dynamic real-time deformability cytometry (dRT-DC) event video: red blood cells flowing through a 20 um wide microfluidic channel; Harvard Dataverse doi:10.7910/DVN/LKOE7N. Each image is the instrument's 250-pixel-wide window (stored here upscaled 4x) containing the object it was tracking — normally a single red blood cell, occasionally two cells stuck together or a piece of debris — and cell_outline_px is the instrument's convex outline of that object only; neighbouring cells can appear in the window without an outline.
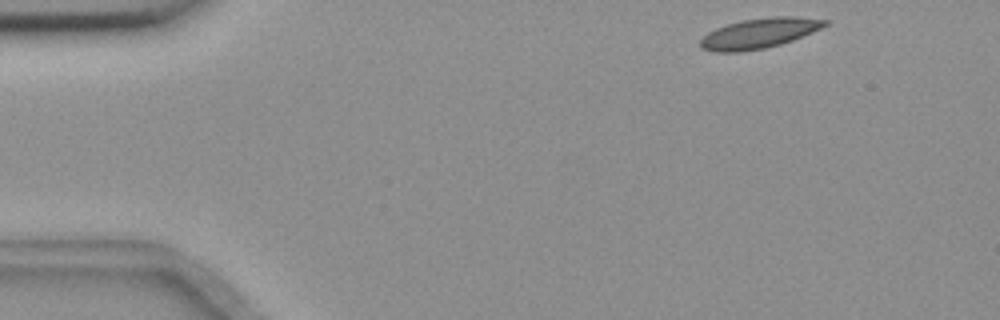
{"species": "common noctule bat (a hibernating species)", "species_latin": "Nyctalus noctula", "temperature_condition": "room temperature", "stored_images_in_passage": 50, "camera_frame_rate_fps": 3000, "um_per_image_px": 0.085, "animal": {"sex": "female", "body_mass_g": 18.4}, "frame": {"image": 1, "passage_image": 1, "time_ms": 0.0, "image_size_px": [1000, 320], "cell_outline_px": [[828, 24], [812, 32], [792, 40], [780, 44], [764, 48], [740, 52], [712, 52], [700, 48], [700, 40], [708, 32], [716, 28], [728, 24], [744, 20], [772, 16], [792, 16], [828, 20]], "centroid_in_image_um": [64.5, 2.83], "position_along_channel_um": 20.5, "area_um2": 21.68}}
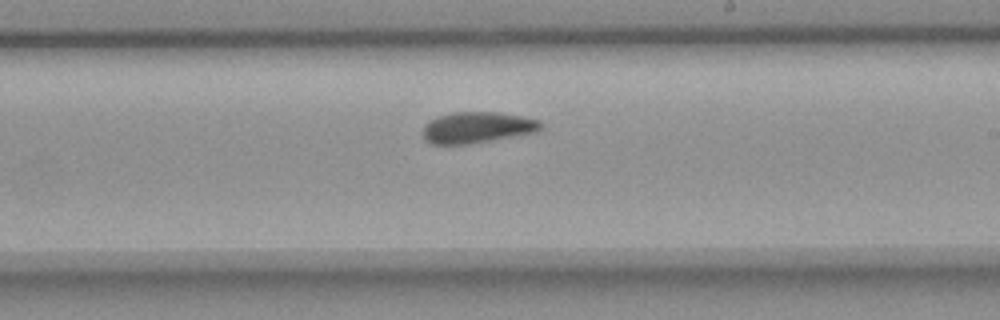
{"frame": {"image": 2, "passage_image": 27, "time_ms": 8.667, "image_size_px": [1000, 320], "cell_outline_px": [[544, 124], [536, 132], [492, 140], [468, 144], [432, 144], [424, 140], [424, 124], [428, 120], [436, 116], [452, 112], [496, 112], [524, 116], [540, 120]], "centroid_in_image_um": [40.55, 10.82], "position_along_channel_um": 248.4, "area_um2": 21.56}}
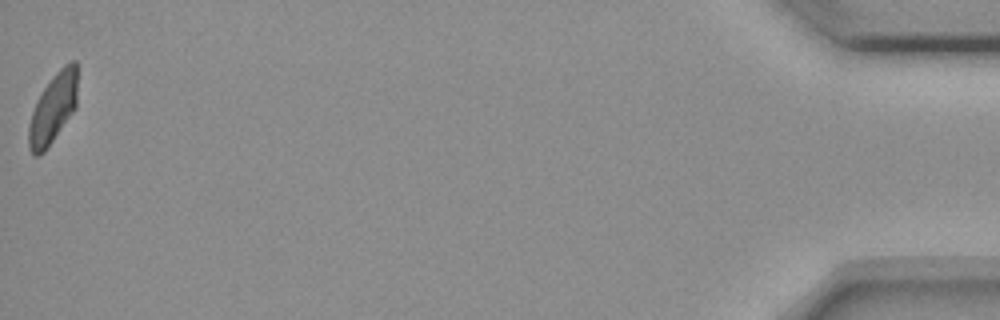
{"frame": {"image": 3, "passage_image": 50, "time_ms": 16.333, "image_size_px": [1000, 320], "cell_outline_px": [[76, 108], [44, 152], [40, 156], [36, 156], [32, 152], [28, 144], [28, 128], [32, 112], [44, 88], [52, 76], [64, 64], [72, 60], [76, 60]], "centroid_in_image_um": [4.51, 9.21], "position_along_channel_um": 430.7, "area_um2": 19.48}, "authors_computed_cell_mechanics": {"area_um2": 21.386, "velocity_mm_per_s": 3.6446, "shape_relaxation_time_tau1_ms": 8.5365, "shape_relaxation_time_tau2_ms": 6.1446, "deformation_change_tau1": 0.1393, "deformation_change_tau2": 0.0908}}